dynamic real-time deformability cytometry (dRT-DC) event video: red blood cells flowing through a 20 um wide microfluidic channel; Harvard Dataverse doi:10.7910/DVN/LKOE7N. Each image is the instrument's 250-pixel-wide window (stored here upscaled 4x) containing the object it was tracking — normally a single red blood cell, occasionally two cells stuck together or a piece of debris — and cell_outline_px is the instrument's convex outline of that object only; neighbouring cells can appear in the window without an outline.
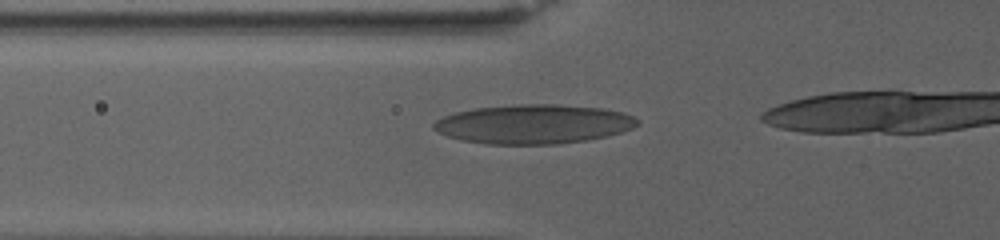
{"species": "human", "species_latin": "Homo sapiens", "temperature_condition": "warm", "stored_images_in_passage": 50, "camera_frame_rate_fps": 3000, "um_per_image_px": 0.085, "donor": {"sex": "female"}, "frame": {"image": 1, "passage_image": 15, "time_ms": 3.667, "image_size_px": [1000, 240], "cell_outline_px": [[640, 124], [632, 128], [620, 132], [588, 140], [560, 144], [484, 144], [460, 140], [448, 136], [432, 128], [432, 124], [436, 120], [444, 116], [456, 112], [476, 108], [512, 104], [556, 104], [604, 108], [620, 112], [632, 116], [640, 120]], "centroid_in_image_um": [45.35, 10.55], "position_along_channel_um": 80.5, "area_um2": 46.7}}
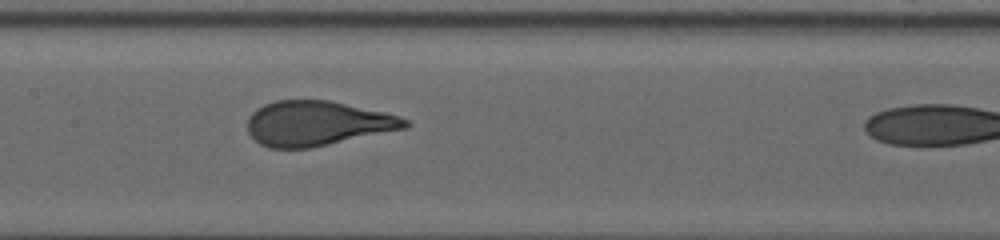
{"frame": {"image": 2, "passage_image": 34, "time_ms": 7.333, "image_size_px": [1000, 240], "cell_outline_px": [[412, 124], [408, 128], [312, 148], [268, 148], [260, 144], [248, 132], [248, 116], [256, 108], [264, 104], [276, 100], [328, 100], [400, 116], [408, 120]], "centroid_in_image_um": [26.97, 10.49], "position_along_channel_um": 180.4, "area_um2": 41.27}}
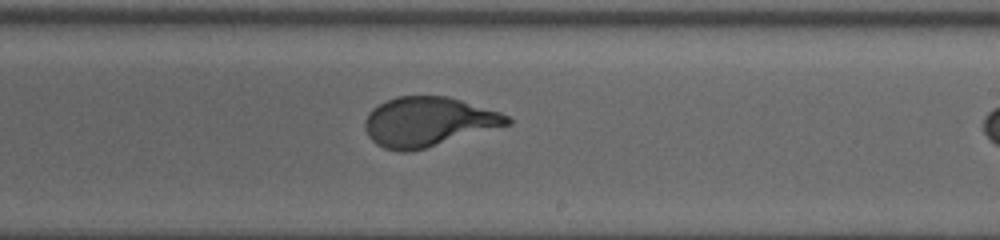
{"frame": {"image": 3, "passage_image": 48, "time_ms": 10.0, "image_size_px": [1000, 240], "cell_outline_px": [[512, 124], [424, 148], [408, 152], [400, 152], [384, 148], [376, 144], [368, 136], [364, 128], [364, 120], [368, 112], [372, 108], [396, 96], [448, 96], [500, 112], [508, 116], [512, 120]], "centroid_in_image_um": [36.37, 10.35], "position_along_channel_um": 252.6, "area_um2": 40.92}}